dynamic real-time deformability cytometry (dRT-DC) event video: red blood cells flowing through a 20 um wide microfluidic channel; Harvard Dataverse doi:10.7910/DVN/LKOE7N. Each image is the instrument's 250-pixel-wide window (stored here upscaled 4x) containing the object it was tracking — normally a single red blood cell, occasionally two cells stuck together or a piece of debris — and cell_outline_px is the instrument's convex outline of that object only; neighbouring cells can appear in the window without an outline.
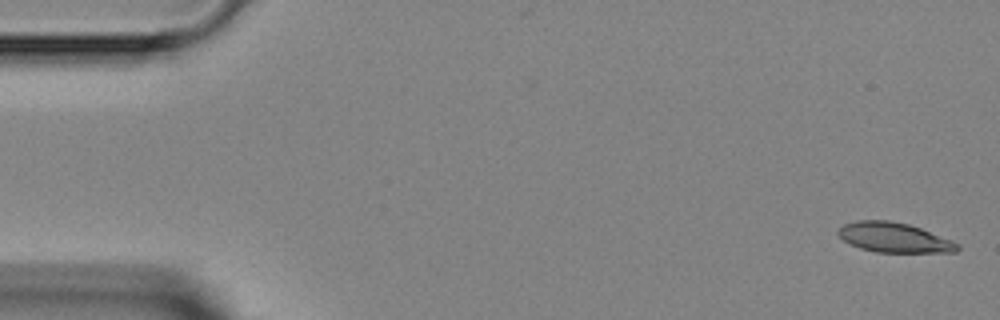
{"species": "Egyptian fruit bat (a non-hibernating species)", "species_latin": "Rousettus aegyptiacus", "temperature_condition": "room temperature", "stored_images_in_passage": 4, "camera_frame_rate_fps": 3000, "um_per_image_px": 0.085, "animal": {"sex": "female"}, "frame": {"image": 1, "passage_image": 1, "time_ms": 0.0, "image_size_px": [1000, 320], "cell_outline_px": [[960, 248], [956, 252], [876, 252], [860, 248], [844, 240], [836, 232], [844, 224], [856, 220], [888, 220], [908, 224], [920, 228], [952, 240], [960, 244]], "centroid_in_image_um": [76.01, 20.19], "position_along_channel_um": 9.0, "area_um2": 20.58}}
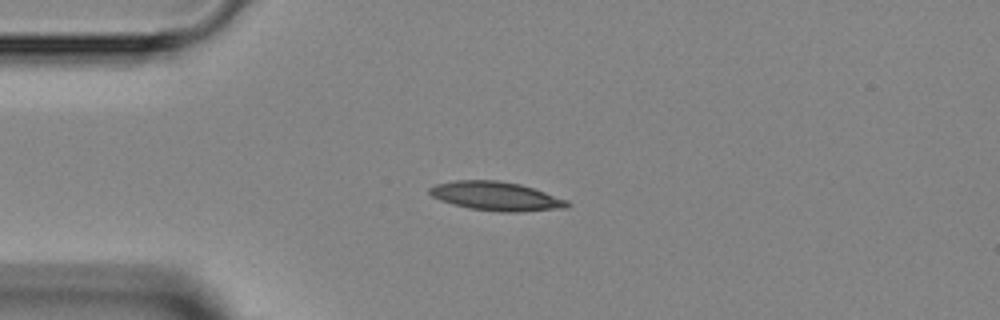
{"frame": {"image": 2, "passage_image": 4, "time_ms": 3.333, "image_size_px": [1000, 320], "cell_outline_px": [[572, 204], [568, 208], [520, 212], [500, 212], [468, 208], [452, 204], [440, 200], [432, 196], [428, 192], [428, 188], [436, 184], [456, 180], [496, 180], [520, 184], [568, 200]], "centroid_in_image_um": [42.18, 16.68], "position_along_channel_um": 42.8, "area_um2": 23.29}}